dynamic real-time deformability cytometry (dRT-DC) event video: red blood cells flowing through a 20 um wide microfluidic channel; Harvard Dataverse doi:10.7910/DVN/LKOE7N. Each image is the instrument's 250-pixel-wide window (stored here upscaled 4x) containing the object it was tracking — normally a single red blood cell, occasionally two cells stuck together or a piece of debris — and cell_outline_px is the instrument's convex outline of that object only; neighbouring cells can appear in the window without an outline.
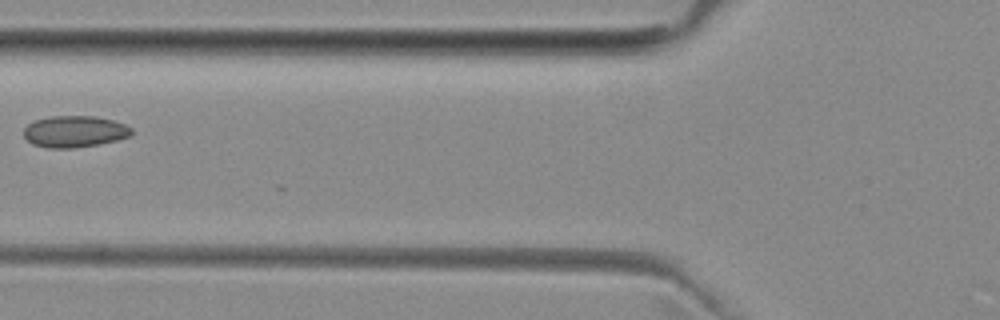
{"species": "common noctule bat (a hibernating species)", "species_latin": "Nyctalus noctula", "temperature_condition": "room temperature", "stored_images_in_passage": 5, "camera_frame_rate_fps": 3000, "um_per_image_px": 0.085, "animal": {"sex": "female", "body_mass_g": 29.2, "forearm_length_mm": 56.3}, "frame": {"image": 1, "passage_image": 5, "time_ms": 5.667, "image_size_px": [1000, 320], "cell_outline_px": [[132, 132], [128, 136], [116, 140], [96, 144], [72, 148], [48, 148], [32, 144], [24, 136], [24, 128], [28, 124], [36, 120], [52, 116], [96, 116], [112, 120], [124, 124], [132, 128]], "centroid_in_image_um": [6.31, 11.17], "position_along_channel_um": 119.5, "area_um2": 19.59}}